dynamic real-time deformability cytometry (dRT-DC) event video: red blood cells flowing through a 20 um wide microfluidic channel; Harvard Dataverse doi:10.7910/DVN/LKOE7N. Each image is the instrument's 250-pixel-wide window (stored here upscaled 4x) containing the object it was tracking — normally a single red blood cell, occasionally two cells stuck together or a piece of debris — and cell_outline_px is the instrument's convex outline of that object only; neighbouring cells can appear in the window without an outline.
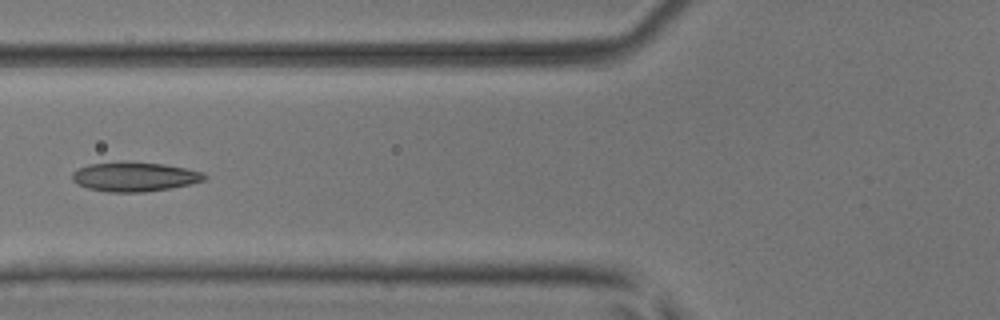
{"species": "common noctule bat (a hibernating species)", "species_latin": "Nyctalus noctula", "temperature_condition": "room temperature", "stored_images_in_passage": 4, "camera_frame_rate_fps": 3000, "um_per_image_px": 0.085, "animal": {"sex": "male", "body_mass_g": 17.9, "forearm_length_mm": 54.2}, "frame": {"image": 1, "passage_image": 4, "time_ms": 1.0, "image_size_px": [1000, 320], "cell_outline_px": [[208, 176], [204, 180], [188, 184], [168, 188], [144, 192], [108, 192], [88, 188], [76, 184], [72, 180], [72, 172], [88, 164], [164, 164], [204, 172]], "centroid_in_image_um": [11.43, 15.06], "position_along_channel_um": 114.4, "area_um2": 21.73}}